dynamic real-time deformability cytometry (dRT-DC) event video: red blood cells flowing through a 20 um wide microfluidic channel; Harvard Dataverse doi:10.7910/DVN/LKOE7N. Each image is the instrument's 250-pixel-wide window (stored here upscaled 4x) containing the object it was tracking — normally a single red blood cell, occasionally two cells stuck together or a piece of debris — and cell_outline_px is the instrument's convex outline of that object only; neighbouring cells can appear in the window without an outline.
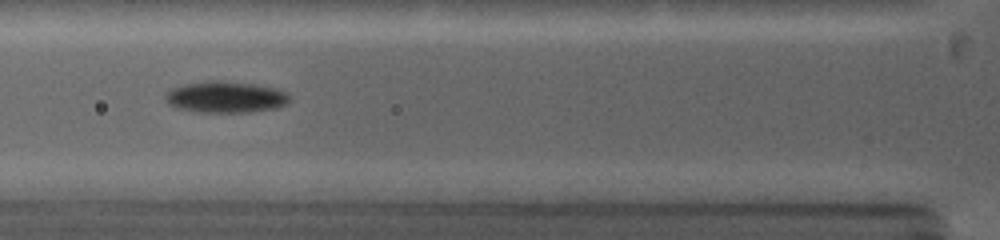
{"species": "common noctule bat (a hibernating species)", "species_latin": "Nyctalus noctula", "temperature_condition": "warm", "stored_images_in_passage": 13, "camera_frame_rate_fps": 5000, "um_per_image_px": 0.085, "animal": {"sex": "female", "body_mass_g": 19.0, "forearm_length_mm": 53.3}, "frame": {"image": 1, "passage_image": 6, "time_ms": 3.6, "image_size_px": [1000, 240], "cell_outline_px": [[292, 100], [288, 104], [276, 108], [248, 112], [192, 112], [176, 108], [168, 104], [164, 100], [164, 92], [180, 84], [208, 80], [224, 80], [252, 84], [276, 88], [288, 92]], "centroid_in_image_um": [19.14, 8.24], "position_along_channel_um": 106.7, "area_um2": 23.41}}
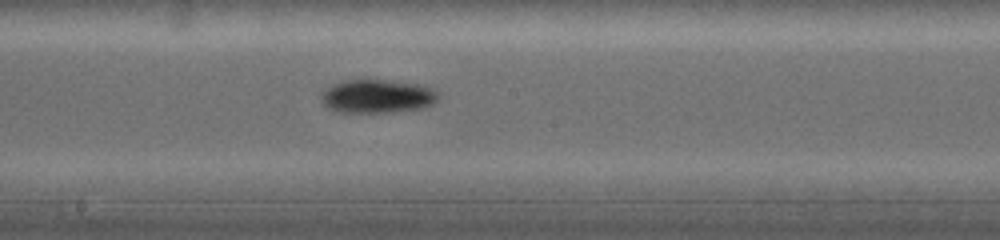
{"frame": {"image": 2, "passage_image": 10, "time_ms": 6.2, "image_size_px": [1000, 240], "cell_outline_px": [[440, 100], [424, 108], [392, 112], [340, 112], [328, 108], [320, 100], [320, 96], [332, 84], [344, 80], [384, 80], [420, 84], [436, 88], [440, 92]], "centroid_in_image_um": [32.15, 8.18], "position_along_channel_um": 216.0, "area_um2": 23.18}}
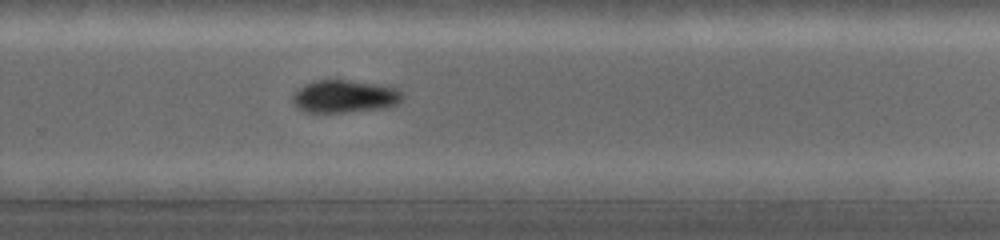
{"frame": {"image": 3, "passage_image": 13, "time_ms": 8.2, "image_size_px": [1000, 240], "cell_outline_px": [[404, 96], [396, 104], [388, 108], [344, 112], [304, 112], [296, 108], [292, 104], [292, 96], [304, 84], [316, 80], [344, 80], [388, 84], [400, 88], [404, 92]], "centroid_in_image_um": [29.35, 8.18], "position_along_channel_um": 300.4, "area_um2": 21.44}}